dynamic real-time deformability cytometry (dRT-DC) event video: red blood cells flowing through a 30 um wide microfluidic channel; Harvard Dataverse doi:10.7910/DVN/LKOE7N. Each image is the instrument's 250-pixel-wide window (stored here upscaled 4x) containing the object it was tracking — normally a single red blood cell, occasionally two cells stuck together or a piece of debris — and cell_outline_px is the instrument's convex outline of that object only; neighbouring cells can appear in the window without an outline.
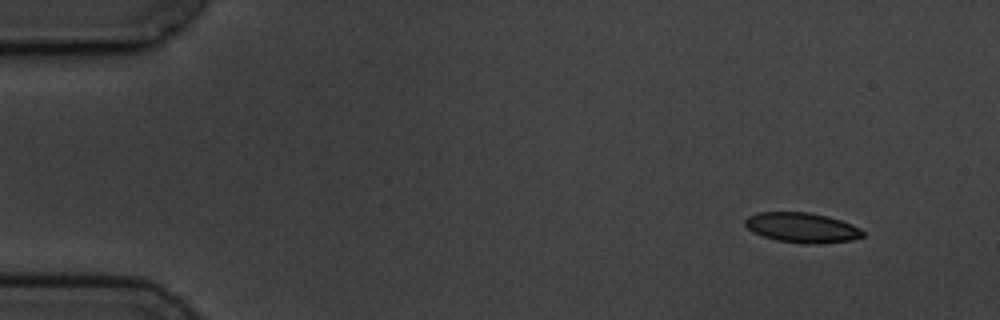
{"species": "common noctule bat (a hibernating species)", "species_latin": "Nyctalus noctula", "temperature_condition": "cold", "stored_images_in_passage": 6, "camera_frame_rate_fps": 3000, "um_per_image_px": 0.085, "animal": {"sex": "male", "body_mass_g": 19.5, "forearm_length_mm": 54.6}, "frame": {"image": 1, "passage_image": 1, "time_ms": 0.0, "image_size_px": [1000, 320], "cell_outline_px": [[864, 236], [852, 240], [816, 244], [804, 244], [776, 240], [752, 232], [744, 224], [744, 220], [748, 216], [760, 212], [808, 212], [828, 216], [852, 224], [860, 228], [864, 232]], "centroid_in_image_um": [68.17, 19.35], "position_along_channel_um": 16.8, "area_um2": 20.63}}
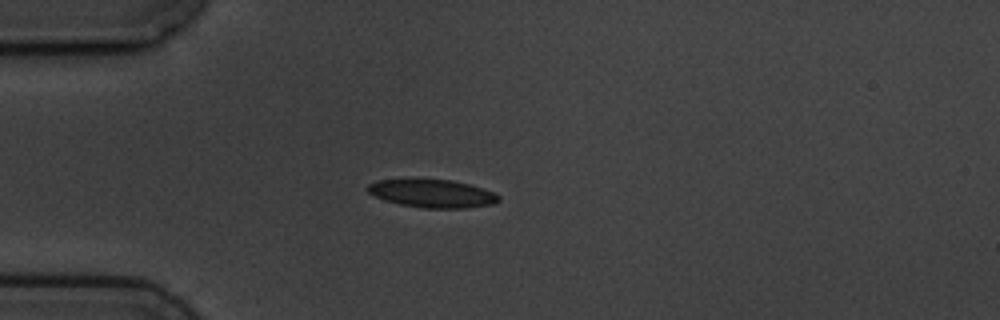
{"frame": {"image": 2, "passage_image": 4, "time_ms": 3.333, "image_size_px": [1000, 320], "cell_outline_px": [[500, 200], [496, 204], [464, 208], [420, 208], [400, 204], [384, 200], [368, 192], [368, 184], [376, 180], [452, 180], [468, 184], [492, 192], [500, 196]], "centroid_in_image_um": [36.76, 16.46], "position_along_channel_um": 48.2, "area_um2": 21.15}}
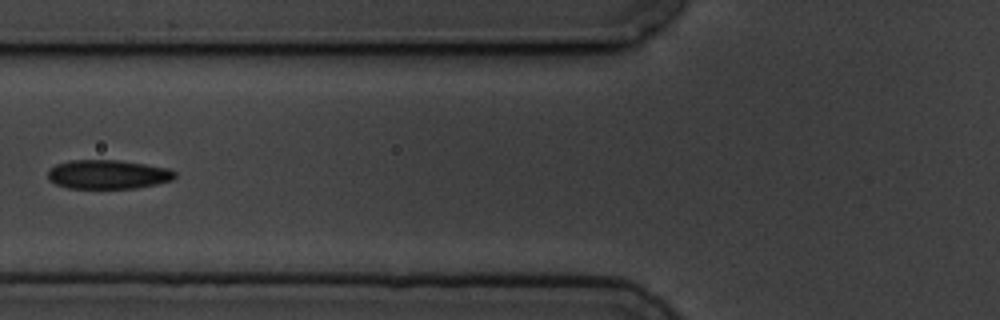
{"frame": {"image": 3, "passage_image": 6, "time_ms": 5.667, "image_size_px": [1000, 320], "cell_outline_px": [[176, 176], [172, 180], [156, 184], [136, 188], [68, 188], [56, 184], [48, 180], [48, 172], [56, 164], [68, 160], [120, 160], [168, 168], [176, 172]], "centroid_in_image_um": [9.17, 14.82], "position_along_channel_um": 116.6, "area_um2": 21.5}}